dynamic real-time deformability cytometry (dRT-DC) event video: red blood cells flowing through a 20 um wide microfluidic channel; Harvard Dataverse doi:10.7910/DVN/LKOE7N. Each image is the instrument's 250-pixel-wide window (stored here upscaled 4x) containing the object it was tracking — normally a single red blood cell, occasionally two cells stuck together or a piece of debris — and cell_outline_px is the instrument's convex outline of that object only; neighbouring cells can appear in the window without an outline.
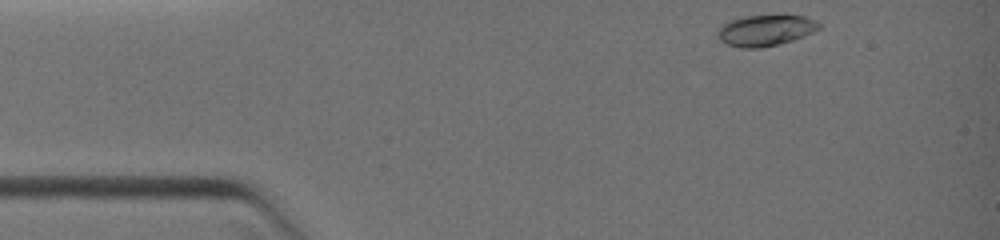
{"species": "common noctule bat (a hibernating species)", "species_latin": "Nyctalus noctula", "temperature_condition": "warm", "stored_images_in_passage": 12, "camera_frame_rate_fps": 3000, "um_per_image_px": 0.085, "animal": {"sex": "female", "body_mass_g": 19.0, "forearm_length_mm": 51.5}, "frame": {"image": 1, "passage_image": 1, "time_ms": 0.0, "image_size_px": [1000, 240], "cell_outline_px": [[820, 28], [804, 36], [792, 40], [760, 48], [740, 48], [728, 44], [720, 40], [716, 32], [724, 24], [732, 20], [744, 16], [784, 12], [804, 16], [816, 20], [820, 24]], "centroid_in_image_um": [65.11, 2.53], "position_along_channel_um": 19.9, "area_um2": 18.84}}
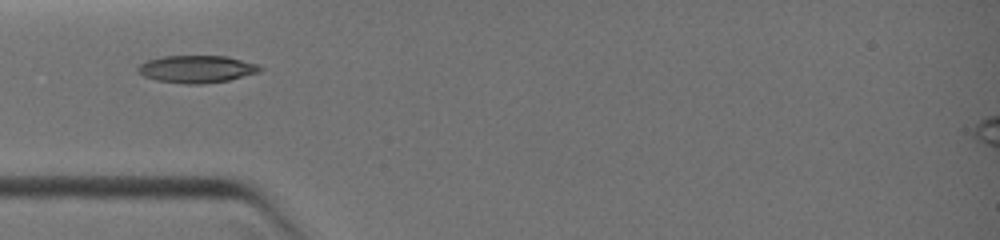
{"frame": {"image": 2, "passage_image": 9, "time_ms": 2.667, "image_size_px": [1000, 240], "cell_outline_px": [[264, 68], [260, 72], [228, 80], [204, 84], [184, 84], [156, 80], [144, 76], [136, 72], [136, 68], [140, 64], [148, 60], [164, 56], [228, 56], [256, 64]], "centroid_in_image_um": [16.71, 5.87], "position_along_channel_um": 68.3, "area_um2": 19.54}}